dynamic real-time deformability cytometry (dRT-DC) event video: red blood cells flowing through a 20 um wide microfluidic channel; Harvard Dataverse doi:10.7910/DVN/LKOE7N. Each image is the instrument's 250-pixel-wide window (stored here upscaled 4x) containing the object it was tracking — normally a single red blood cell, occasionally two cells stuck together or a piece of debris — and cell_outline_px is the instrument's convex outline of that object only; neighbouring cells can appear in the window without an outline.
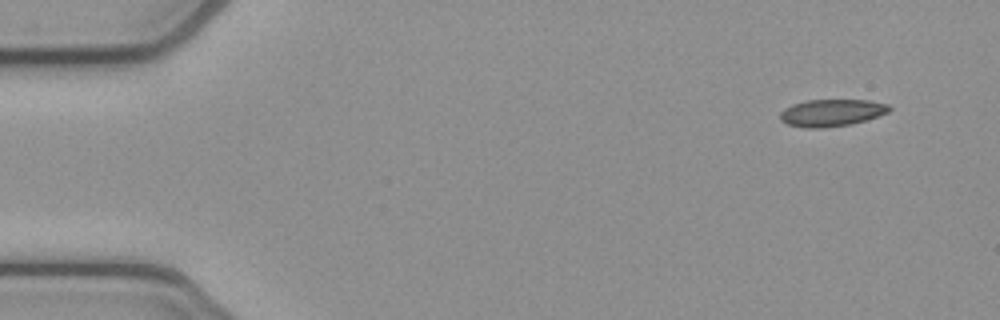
{"species": "common noctule bat (a hibernating species)", "species_latin": "Nyctalus noctula", "temperature_condition": "cold", "stored_images_in_passage": 4, "camera_frame_rate_fps": 3000, "um_per_image_px": 0.085, "animal": {"sex": "female", "body_mass_g": 21.9}, "frame": {"image": 1, "passage_image": 1, "time_ms": 0.0, "image_size_px": [1000, 320], "cell_outline_px": [[892, 108], [888, 112], [852, 124], [820, 128], [804, 128], [788, 124], [780, 120], [780, 112], [784, 108], [792, 104], [808, 100], [868, 100], [888, 104]], "centroid_in_image_um": [70.66, 9.58], "position_along_channel_um": 14.3, "area_um2": 17.17}}